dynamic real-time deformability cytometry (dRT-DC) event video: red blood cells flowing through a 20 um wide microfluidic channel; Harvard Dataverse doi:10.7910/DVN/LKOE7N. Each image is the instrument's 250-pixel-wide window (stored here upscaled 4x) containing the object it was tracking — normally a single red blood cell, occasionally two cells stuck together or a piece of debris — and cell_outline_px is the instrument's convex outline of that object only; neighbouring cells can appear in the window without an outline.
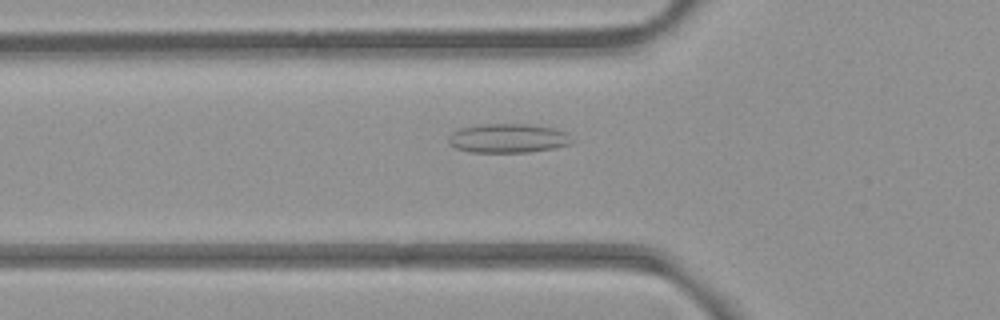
{"species": "common noctule bat (a hibernating species)", "species_latin": "Nyctalus noctula", "temperature_condition": "room temperature", "stored_images_in_passage": 48, "camera_frame_rate_fps": 3000, "um_per_image_px": 0.085, "animal": {"sex": "female", "body_mass_g": 21.9}, "frame": {"image": 1, "passage_image": 14, "time_ms": 4.333, "image_size_px": [1000, 320], "cell_outline_px": [[572, 144], [552, 148], [528, 152], [468, 152], [456, 148], [448, 144], [448, 136], [452, 132], [460, 128], [484, 124], [528, 124], [552, 128], [564, 132], [572, 140]], "centroid_in_image_um": [43.12, 11.76], "position_along_channel_um": 82.7, "area_um2": 20.81}}
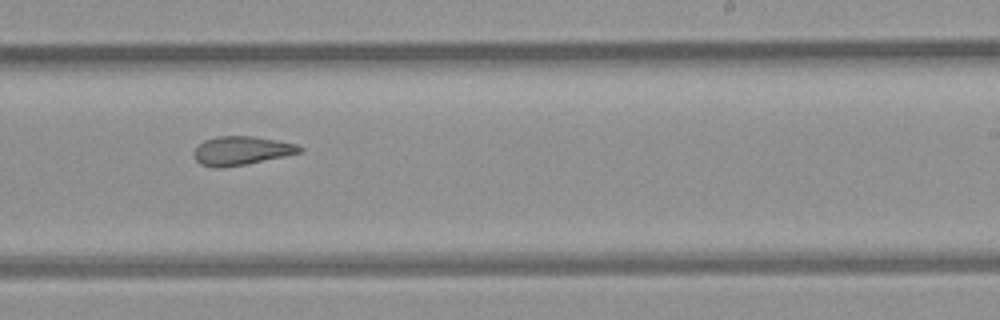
{"frame": {"image": 2, "passage_image": 28, "time_ms": 9.0, "image_size_px": [1000, 320], "cell_outline_px": [[304, 152], [224, 168], [212, 168], [200, 164], [196, 160], [192, 152], [204, 140], [216, 136], [252, 136], [276, 140], [296, 144], [304, 148]], "centroid_in_image_um": [20.5, 12.81], "position_along_channel_um": 268.5, "area_um2": 17.74}}
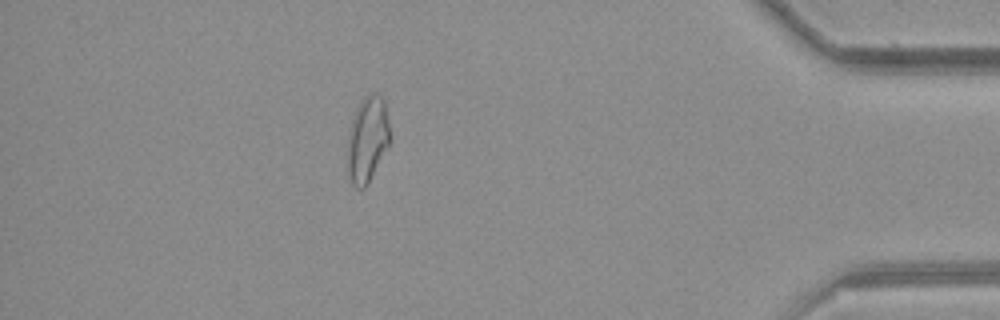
{"frame": {"image": 3, "passage_image": 42, "time_ms": 13.667, "image_size_px": [1000, 320], "cell_outline_px": [[388, 144], [364, 188], [356, 188], [352, 184], [348, 172], [348, 132], [356, 108], [360, 100], [368, 92], [376, 92], [384, 100], [388, 120]], "centroid_in_image_um": [31.19, 11.76], "position_along_channel_um": 404.0, "area_um2": 20.63}, "authors_computed_cell_mechanics": {"area_um2": 19.7965, "velocity_mm_per_s": 3.9737, "shape_relaxation_time_tau1_ms": null, "shape_relaxation_time_tau2_ms": 2.7139, "deformation_change_tau1": null, "deformation_change_tau2": 0.0972}}